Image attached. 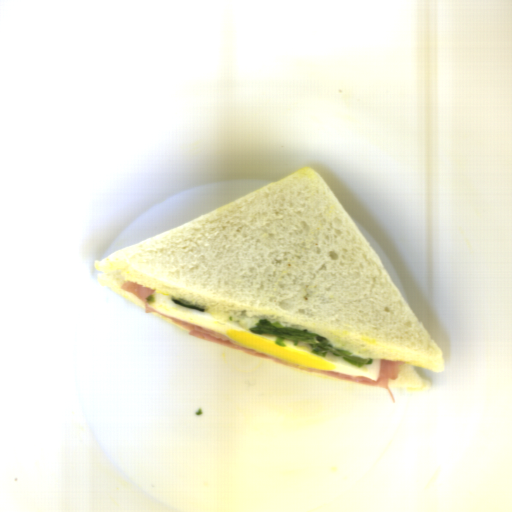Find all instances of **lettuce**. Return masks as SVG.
Here are the masks:
<instances>
[{"label":"lettuce","mask_w":512,"mask_h":512,"mask_svg":"<svg viewBox=\"0 0 512 512\" xmlns=\"http://www.w3.org/2000/svg\"><path fill=\"white\" fill-rule=\"evenodd\" d=\"M251 333L257 335H274V342L279 347H285V341L291 340L292 344L298 346L299 342L306 343L311 353L316 356L326 357L332 355L342 359L355 368L369 366L373 364L372 358L360 357L351 354L348 350L340 349L332 344V342L325 336L301 330L296 326H285L280 321L271 322L269 318H262L254 324L253 327L248 328Z\"/></svg>","instance_id":"1"},{"label":"lettuce","mask_w":512,"mask_h":512,"mask_svg":"<svg viewBox=\"0 0 512 512\" xmlns=\"http://www.w3.org/2000/svg\"><path fill=\"white\" fill-rule=\"evenodd\" d=\"M170 301H172L175 305L181 306L186 309H191L199 312H204L206 307H202L198 304H193L182 299H175L174 297H170Z\"/></svg>","instance_id":"2"}]
</instances>
